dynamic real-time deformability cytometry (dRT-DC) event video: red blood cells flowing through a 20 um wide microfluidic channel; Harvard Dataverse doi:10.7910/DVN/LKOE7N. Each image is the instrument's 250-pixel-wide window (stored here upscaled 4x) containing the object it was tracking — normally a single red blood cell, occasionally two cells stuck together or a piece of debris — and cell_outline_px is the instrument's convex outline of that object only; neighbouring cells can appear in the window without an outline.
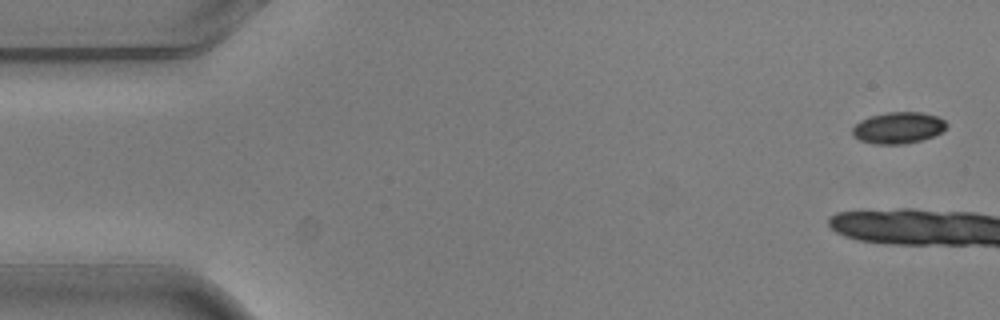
{"species": "common noctule bat (a hibernating species)", "species_latin": "Nyctalus noctula", "temperature_condition": "warm", "stored_images_in_passage": 7, "camera_frame_rate_fps": 3000, "um_per_image_px": 0.085, "animal": {"sex": "male", "body_mass_g": 20.5, "forearm_length_mm": 52.5}, "frame": {"image": 1, "passage_image": 1, "time_ms": 0.0, "image_size_px": [1000, 320], "cell_outline_px": [[948, 124], [940, 132], [932, 136], [920, 140], [904, 144], [872, 144], [860, 140], [852, 136], [852, 128], [860, 120], [872, 116], [888, 112], [920, 112], [936, 116], [944, 120]], "centroid_in_image_um": [76.31, 10.87], "position_along_channel_um": 8.7, "area_um2": 17.11}}
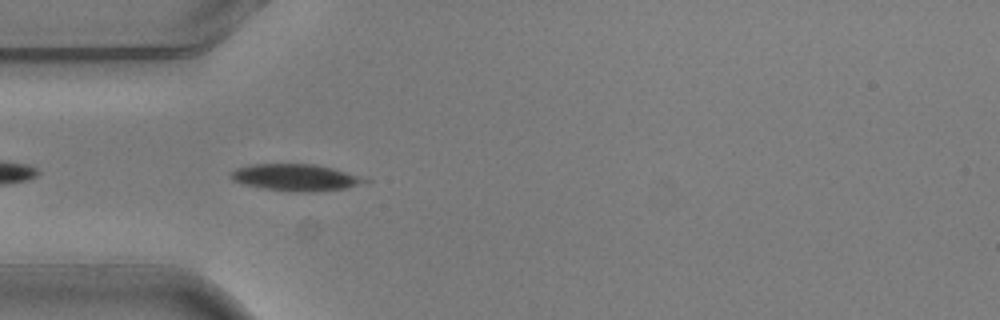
{"frame": {"image": 2, "passage_image": 6, "time_ms": 1.667, "image_size_px": [1000, 320], "cell_outline_px": [[372, 180], [348, 188], [312, 192], [300, 192], [264, 188], [244, 184], [236, 180], [232, 176], [232, 172], [236, 168], [252, 164], [316, 164], [332, 168]], "centroid_in_image_um": [25.18, 15.08], "position_along_channel_um": 59.8, "area_um2": 20.52}}
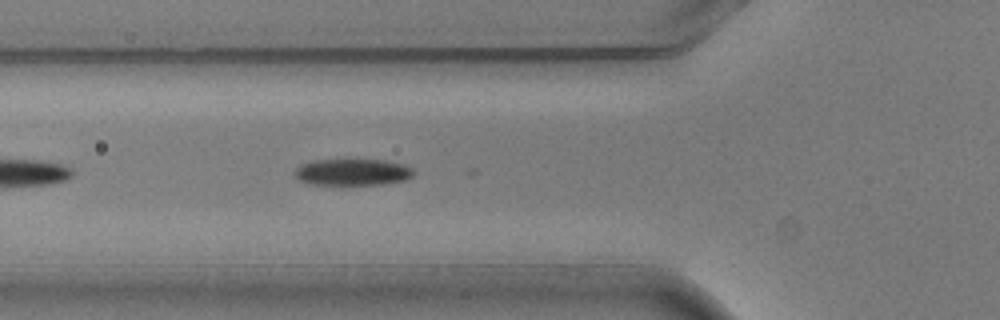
{"frame": {"image": 3, "passage_image": 7, "time_ms": 2.0, "image_size_px": [1000, 320], "cell_outline_px": [[416, 172], [412, 176], [404, 180], [380, 184], [308, 184], [300, 180], [296, 176], [296, 168], [312, 160], [384, 160], [404, 164], [412, 168]], "centroid_in_image_um": [30.01, 14.62], "position_along_channel_um": 95.8, "area_um2": 18.15}}